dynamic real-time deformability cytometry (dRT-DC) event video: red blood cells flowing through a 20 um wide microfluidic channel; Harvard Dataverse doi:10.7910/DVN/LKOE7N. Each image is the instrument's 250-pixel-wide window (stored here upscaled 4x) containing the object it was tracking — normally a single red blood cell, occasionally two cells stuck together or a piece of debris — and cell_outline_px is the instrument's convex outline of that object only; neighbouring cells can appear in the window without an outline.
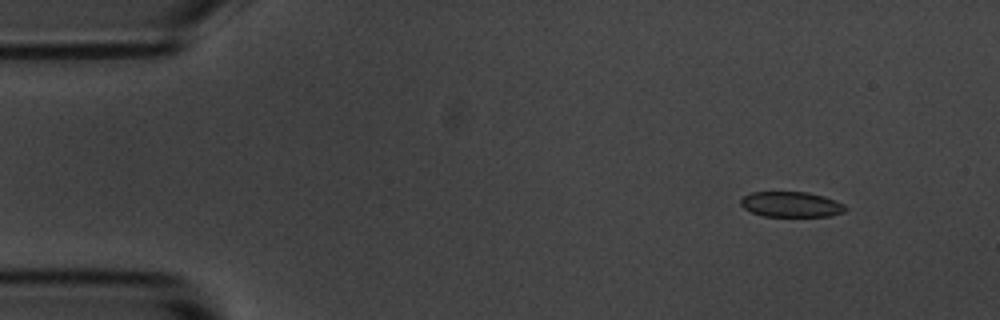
{"species": "common noctule bat (a hibernating species)", "species_latin": "Nyctalus noctula", "temperature_condition": "room temperature", "stored_images_in_passage": 5, "camera_frame_rate_fps": 3000, "um_per_image_px": 0.085, "animal": {"sex": "male", "body_mass_g": 20.1, "forearm_length_mm": 53.5}, "frame": {"image": 1, "passage_image": 2, "time_ms": 1.333, "image_size_px": [1000, 320], "cell_outline_px": [[848, 208], [844, 212], [828, 216], [764, 216], [752, 212], [744, 208], [740, 204], [740, 200], [744, 196], [752, 192], [808, 192], [824, 196], [844, 204]], "centroid_in_image_um": [67.26, 17.37], "position_along_channel_um": 17.7, "area_um2": 15.43}}
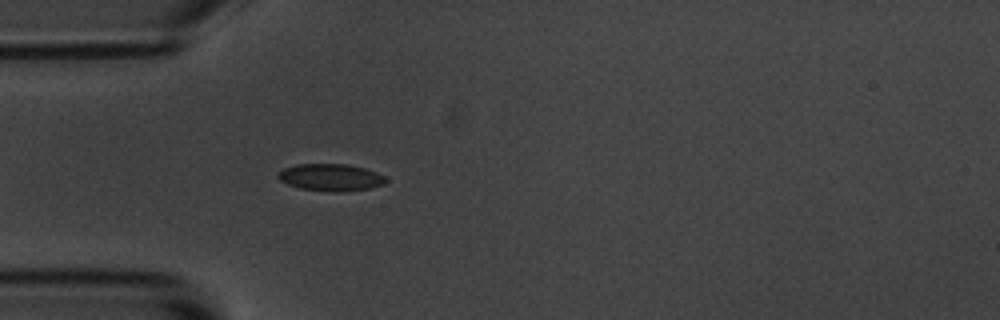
{"frame": {"image": 2, "passage_image": 5, "time_ms": 4.667, "image_size_px": [1000, 320], "cell_outline_px": [[388, 180], [384, 184], [372, 188], [332, 192], [300, 188], [288, 184], [280, 180], [276, 176], [284, 168], [296, 164], [348, 164], [364, 168], [376, 172], [384, 176]], "centroid_in_image_um": [28.12, 15.07], "position_along_channel_um": 56.9, "area_um2": 16.94}}